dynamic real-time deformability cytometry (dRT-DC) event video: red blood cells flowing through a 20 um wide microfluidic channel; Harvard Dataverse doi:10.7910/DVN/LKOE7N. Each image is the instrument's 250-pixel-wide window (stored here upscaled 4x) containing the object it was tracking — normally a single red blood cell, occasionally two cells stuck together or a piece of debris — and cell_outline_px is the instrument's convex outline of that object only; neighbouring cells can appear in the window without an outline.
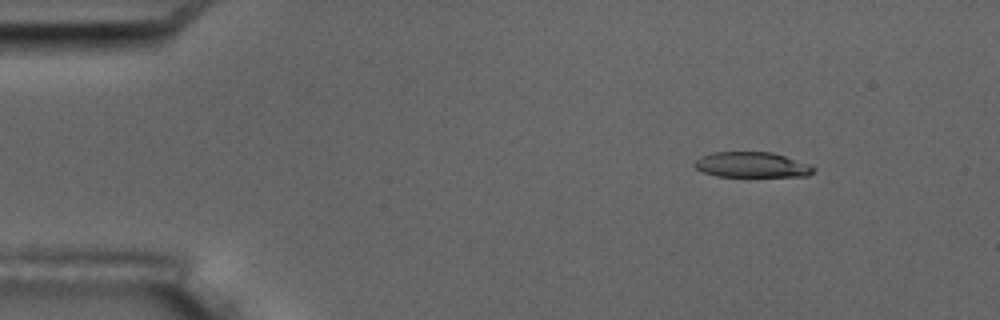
{"species": "common noctule bat (a hibernating species)", "species_latin": "Nyctalus noctula", "temperature_condition": "room temperature", "stored_images_in_passage": 7, "camera_frame_rate_fps": 3000, "um_per_image_px": 0.085, "animal": {"sex": "male", "body_mass_g": 17.5, "forearm_length_mm": 52.3}, "frame": {"image": 1, "passage_image": 2, "time_ms": 1.333, "image_size_px": [1000, 320], "cell_outline_px": [[816, 168], [808, 176], [716, 176], [704, 172], [696, 168], [692, 164], [700, 156], [712, 152], [772, 152], [808, 164]], "centroid_in_image_um": [63.86, 14.0], "position_along_channel_um": 21.1, "area_um2": 17.46}}
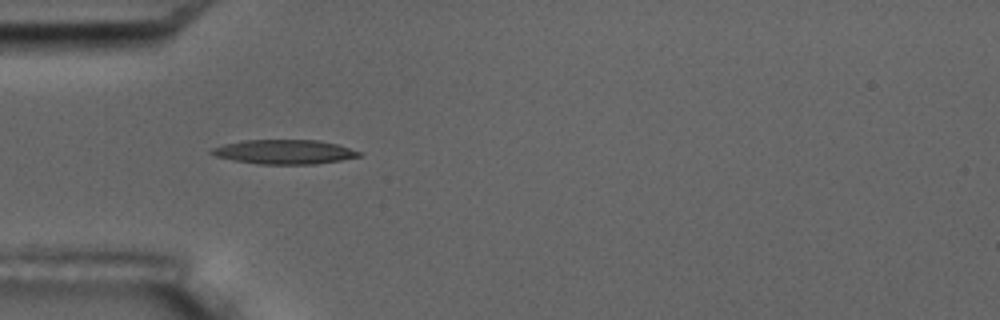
{"frame": {"image": 2, "passage_image": 5, "time_ms": 4.667, "image_size_px": [1000, 320], "cell_outline_px": [[360, 156], [340, 160], [316, 164], [260, 164], [232, 160], [216, 156], [208, 152], [212, 148], [224, 144], [244, 140], [316, 140], [336, 144], [360, 152]], "centroid_in_image_um": [24.11, 12.91], "position_along_channel_um": 60.9, "area_um2": 20.69}}